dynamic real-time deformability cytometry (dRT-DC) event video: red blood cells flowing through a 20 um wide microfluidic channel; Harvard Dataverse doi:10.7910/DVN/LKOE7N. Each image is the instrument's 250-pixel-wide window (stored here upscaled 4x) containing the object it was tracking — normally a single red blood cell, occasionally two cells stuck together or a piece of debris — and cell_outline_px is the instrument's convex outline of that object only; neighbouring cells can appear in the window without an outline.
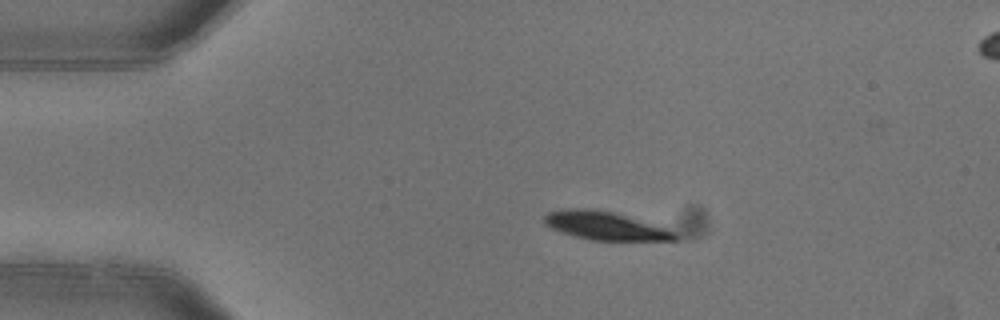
{"species": "common noctule bat (a hibernating species)", "species_latin": "Nyctalus noctula", "temperature_condition": "warm", "stored_images_in_passage": 4, "segment_of_instrument_passage": [1, 2], "camera_frame_rate_fps": 3000, "um_per_image_px": 0.085, "animal": {"sex": "female"}, "frame": {"image": 1, "passage_image": 2, "time_ms": 0.333, "image_size_px": [1000, 320], "cell_outline_px": [[676, 240], [588, 240], [552, 228], [544, 224], [544, 216], [548, 212], [568, 208], [588, 208], [612, 212], [664, 228], [672, 232], [676, 236]], "centroid_in_image_um": [51.35, 19.18], "position_along_channel_um": 33.7, "area_um2": 20.81}}